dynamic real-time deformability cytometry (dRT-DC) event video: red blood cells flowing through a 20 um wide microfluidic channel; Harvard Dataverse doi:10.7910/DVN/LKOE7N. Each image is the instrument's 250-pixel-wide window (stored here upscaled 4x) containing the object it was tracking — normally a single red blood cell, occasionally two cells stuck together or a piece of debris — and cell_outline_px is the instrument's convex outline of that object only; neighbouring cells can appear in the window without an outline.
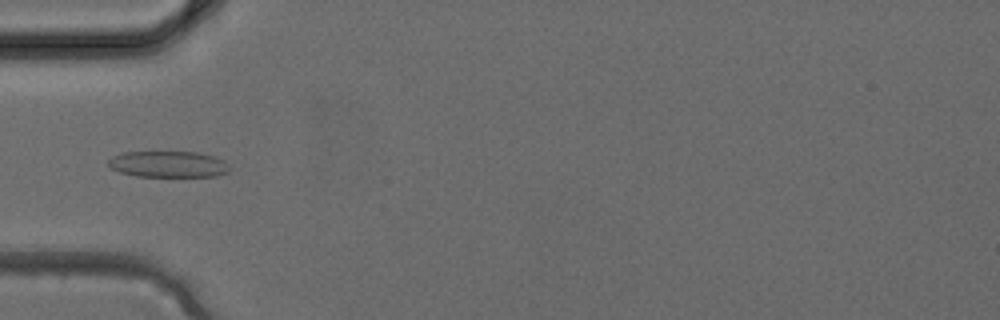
{"species": "common noctule bat (a hibernating species)", "species_latin": "Nyctalus noctula", "temperature_condition": "cold", "stored_images_in_passage": 3, "camera_frame_rate_fps": 3000, "um_per_image_px": 0.085, "animal": {"sex": "female", "body_mass_g": 24.6, "forearm_length_mm": 56.2}, "frame": {"image": 1, "passage_image": 3, "time_ms": 0.667, "image_size_px": [1000, 320], "cell_outline_px": [[232, 168], [228, 172], [216, 176], [136, 176], [120, 172], [112, 168], [108, 164], [108, 160], [112, 156], [124, 152], [196, 152], [212, 156], [224, 160]], "centroid_in_image_um": [14.32, 13.96], "position_along_channel_um": 70.7, "area_um2": 18.5}}